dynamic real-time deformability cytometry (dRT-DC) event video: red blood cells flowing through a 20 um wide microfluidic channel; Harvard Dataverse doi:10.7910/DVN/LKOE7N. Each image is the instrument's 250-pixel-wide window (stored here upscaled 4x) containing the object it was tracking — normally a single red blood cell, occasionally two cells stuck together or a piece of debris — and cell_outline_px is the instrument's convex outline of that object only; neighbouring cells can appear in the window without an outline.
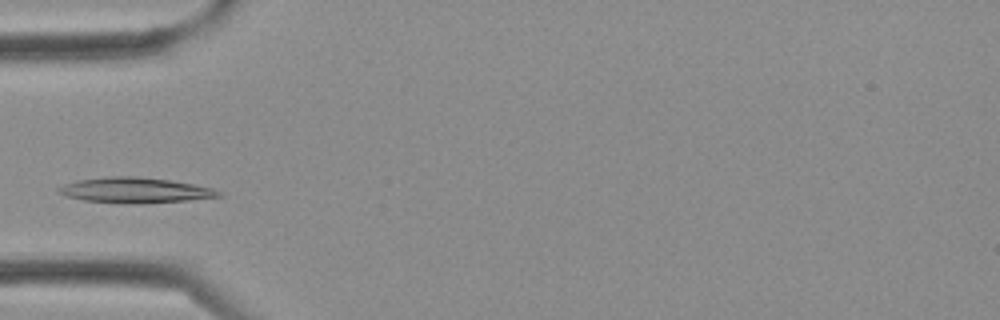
{"species": "Egyptian fruit bat (a non-hibernating species)", "species_latin": "Rousettus aegyptiacus", "temperature_condition": "cold", "stored_images_in_passage": 4, "camera_frame_rate_fps": 3000, "um_per_image_px": 0.085, "frame": {"image": 1, "passage_image": 4, "time_ms": 1.0, "image_size_px": [1000, 320], "cell_outline_px": [[224, 196], [188, 200], [84, 200], [68, 196], [56, 192], [56, 188], [64, 184], [80, 180], [108, 176], [136, 176], [168, 180], [192, 184], [212, 188], [224, 192]], "centroid_in_image_um": [11.5, 16.1], "position_along_channel_um": 73.5, "area_um2": 22.02}}